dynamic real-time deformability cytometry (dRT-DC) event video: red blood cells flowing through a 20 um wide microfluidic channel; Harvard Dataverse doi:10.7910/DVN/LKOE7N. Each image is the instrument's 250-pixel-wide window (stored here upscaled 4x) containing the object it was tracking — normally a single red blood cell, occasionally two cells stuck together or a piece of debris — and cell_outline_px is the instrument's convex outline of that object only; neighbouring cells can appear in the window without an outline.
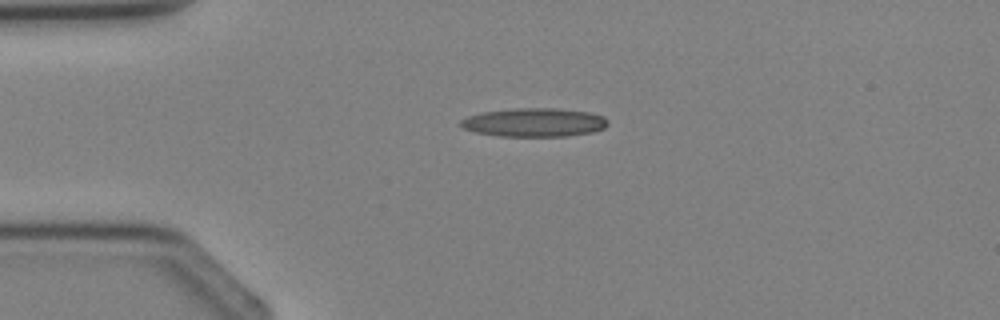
{"species": "Egyptian fruit bat (a non-hibernating species)", "species_latin": "Rousettus aegyptiacus", "temperature_condition": "cold", "stored_images_in_passage": 4, "camera_frame_rate_fps": 3000, "um_per_image_px": 0.085, "animal": {"sex": "female"}, "frame": {"image": 1, "passage_image": 3, "time_ms": 2.333, "image_size_px": [1000, 320], "cell_outline_px": [[608, 124], [604, 128], [592, 132], [568, 136], [500, 136], [476, 132], [464, 128], [460, 124], [460, 120], [468, 116], [484, 112], [512, 108], [556, 108], [588, 112], [604, 116], [608, 120]], "centroid_in_image_um": [45.44, 10.4], "position_along_channel_um": 39.6, "area_um2": 24.51}}